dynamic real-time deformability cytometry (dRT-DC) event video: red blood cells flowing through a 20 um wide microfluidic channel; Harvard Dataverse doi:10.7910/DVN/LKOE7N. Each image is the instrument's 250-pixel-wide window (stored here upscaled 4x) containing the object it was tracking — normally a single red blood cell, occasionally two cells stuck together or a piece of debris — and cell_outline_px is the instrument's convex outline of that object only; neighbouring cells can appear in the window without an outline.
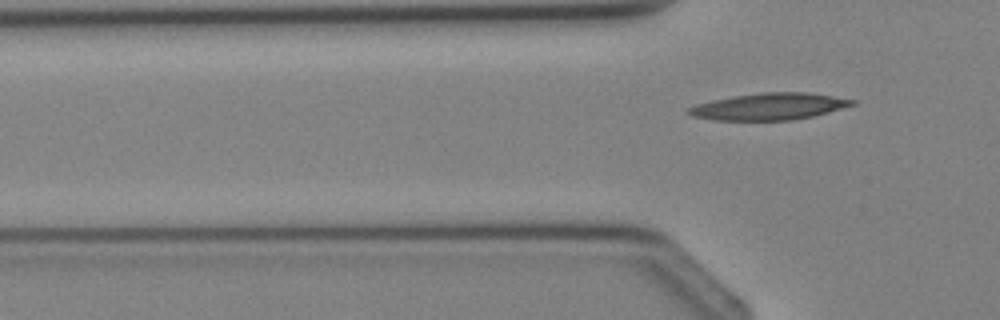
{"species": "Egyptian fruit bat (a non-hibernating species)", "species_latin": "Rousettus aegyptiacus", "temperature_condition": "cold", "stored_images_in_passage": 3, "camera_frame_rate_fps": 3000, "um_per_image_px": 0.085, "animal": {"sex": "female"}, "frame": {"image": 1, "passage_image": 3, "time_ms": 2.333, "image_size_px": [1000, 320], "cell_outline_px": [[856, 104], [828, 112], [812, 116], [792, 120], [712, 120], [692, 116], [684, 112], [688, 108], [696, 104], [712, 100], [736, 96], [764, 92], [808, 92], [856, 100]], "centroid_in_image_um": [65.35, 9.05], "position_along_channel_um": 60.4, "area_um2": 25.43}}